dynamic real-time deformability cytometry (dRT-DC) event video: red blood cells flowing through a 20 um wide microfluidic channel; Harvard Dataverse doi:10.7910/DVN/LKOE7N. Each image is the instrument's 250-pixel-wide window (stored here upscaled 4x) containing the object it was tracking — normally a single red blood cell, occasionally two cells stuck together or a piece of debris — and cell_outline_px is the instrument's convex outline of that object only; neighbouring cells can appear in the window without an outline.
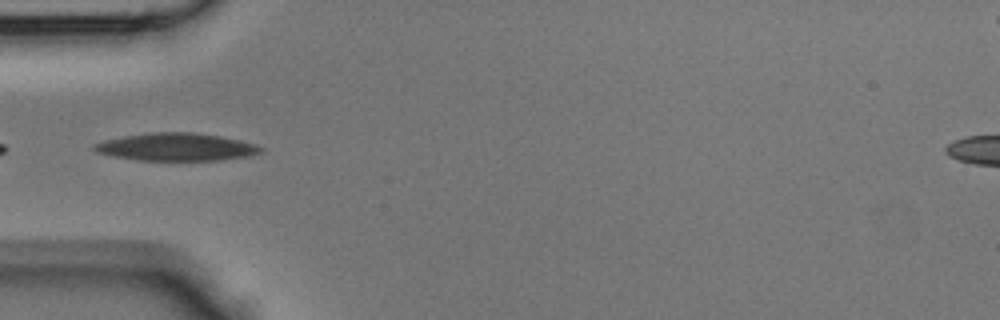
{"species": "Egyptian fruit bat (a non-hibernating species)", "species_latin": "Rousettus aegyptiacus", "temperature_condition": "room temperature", "stored_images_in_passage": 14, "camera_frame_rate_fps": 3000, "um_per_image_px": 0.085, "animal": {"sex": "male"}, "frame": {"image": 1, "passage_image": 10, "time_ms": 3.0, "image_size_px": [1000, 320], "cell_outline_px": [[264, 152], [248, 156], [220, 160], [136, 160], [112, 156], [96, 152], [92, 148], [92, 144], [104, 140], [124, 136], [152, 132], [192, 132], [240, 140], [256, 144], [264, 148]], "centroid_in_image_um": [14.97, 12.49], "position_along_channel_um": 70.0, "area_um2": 26.88}}